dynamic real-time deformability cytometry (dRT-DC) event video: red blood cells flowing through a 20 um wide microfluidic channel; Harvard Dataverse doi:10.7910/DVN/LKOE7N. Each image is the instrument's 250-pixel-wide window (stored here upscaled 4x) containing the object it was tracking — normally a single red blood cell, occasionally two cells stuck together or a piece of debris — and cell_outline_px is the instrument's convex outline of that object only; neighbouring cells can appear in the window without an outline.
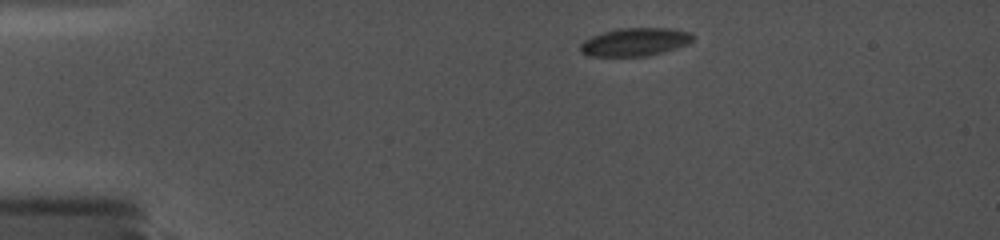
{"species": "common noctule bat (a hibernating species)", "species_latin": "Nyctalus noctula", "temperature_condition": "cold", "stored_images_in_passage": 33, "camera_frame_rate_fps": 5000, "um_per_image_px": 0.085, "animal": {"sex": "female", "body_mass_g": 19.0, "forearm_length_mm": 56.7}, "frame": {"image": 1, "passage_image": 1, "time_ms": 0.0, "image_size_px": [1000, 240], "cell_outline_px": [[692, 40], [688, 44], [664, 52], [648, 56], [588, 56], [580, 48], [580, 44], [584, 40], [592, 36], [604, 32], [620, 28], [668, 28], [688, 32], [692, 36]], "centroid_in_image_um": [53.97, 3.57], "position_along_channel_um": 31.0, "area_um2": 18.21}}
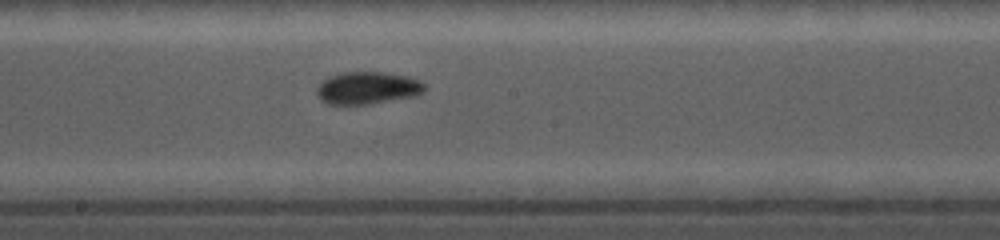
{"frame": {"image": 2, "passage_image": 16, "time_ms": 6.6, "image_size_px": [1000, 240], "cell_outline_px": [[424, 92], [416, 96], [368, 104], [328, 104], [320, 100], [316, 92], [316, 88], [324, 80], [332, 76], [344, 72], [384, 72], [408, 76], [420, 80], [424, 84]], "centroid_in_image_um": [31.26, 7.48], "position_along_channel_um": 216.9, "area_um2": 20.29}}
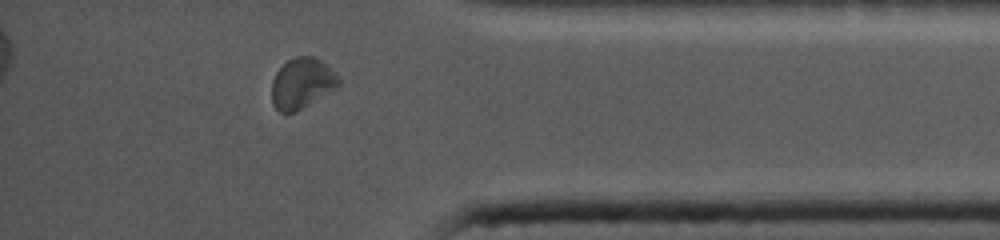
{"frame": {"image": 3, "passage_image": 29, "time_ms": 11.8, "image_size_px": [1000, 240], "cell_outline_px": [[340, 84], [336, 88], [300, 108], [292, 112], [280, 112], [272, 104], [272, 80], [276, 72], [288, 60], [296, 56], [316, 56], [340, 80]], "centroid_in_image_um": [25.62, 7.06], "position_along_channel_um": 409.6, "area_um2": 19.13}}